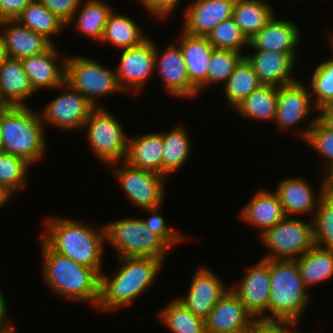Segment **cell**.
I'll list each match as a JSON object with an SVG mask.
<instances>
[{"instance_id":"6da1fadb","label":"cell","mask_w":333,"mask_h":333,"mask_svg":"<svg viewBox=\"0 0 333 333\" xmlns=\"http://www.w3.org/2000/svg\"><path fill=\"white\" fill-rule=\"evenodd\" d=\"M42 239L53 251L69 257L76 263L93 268L99 275L103 272L104 224L97 227L84 225L77 220L52 216L44 222Z\"/></svg>"},{"instance_id":"7a4b0ae2","label":"cell","mask_w":333,"mask_h":333,"mask_svg":"<svg viewBox=\"0 0 333 333\" xmlns=\"http://www.w3.org/2000/svg\"><path fill=\"white\" fill-rule=\"evenodd\" d=\"M120 268L111 275H100L97 310L115 311L128 306L154 283L163 261L152 257L117 258Z\"/></svg>"},{"instance_id":"3957f363","label":"cell","mask_w":333,"mask_h":333,"mask_svg":"<svg viewBox=\"0 0 333 333\" xmlns=\"http://www.w3.org/2000/svg\"><path fill=\"white\" fill-rule=\"evenodd\" d=\"M42 276L54 295L91 303L97 307L100 299V275L88 266L53 251L42 239Z\"/></svg>"},{"instance_id":"277c9868","label":"cell","mask_w":333,"mask_h":333,"mask_svg":"<svg viewBox=\"0 0 333 333\" xmlns=\"http://www.w3.org/2000/svg\"><path fill=\"white\" fill-rule=\"evenodd\" d=\"M40 114L30 106H6L0 112L2 152L21 157L36 164L44 157L47 139Z\"/></svg>"},{"instance_id":"5b68a950","label":"cell","mask_w":333,"mask_h":333,"mask_svg":"<svg viewBox=\"0 0 333 333\" xmlns=\"http://www.w3.org/2000/svg\"><path fill=\"white\" fill-rule=\"evenodd\" d=\"M270 299L267 323H299L311 296L296 260H270Z\"/></svg>"},{"instance_id":"8992f818","label":"cell","mask_w":333,"mask_h":333,"mask_svg":"<svg viewBox=\"0 0 333 333\" xmlns=\"http://www.w3.org/2000/svg\"><path fill=\"white\" fill-rule=\"evenodd\" d=\"M105 239L117 251V258L152 257L166 259L171 247L157 234L151 232L142 218L128 217L104 223Z\"/></svg>"},{"instance_id":"52a82bcc","label":"cell","mask_w":333,"mask_h":333,"mask_svg":"<svg viewBox=\"0 0 333 333\" xmlns=\"http://www.w3.org/2000/svg\"><path fill=\"white\" fill-rule=\"evenodd\" d=\"M102 107H97L90 113L83 128H87V142L93 155L102 164L111 165L125 161L128 135L121 122L108 113L106 107Z\"/></svg>"},{"instance_id":"ba28073f","label":"cell","mask_w":333,"mask_h":333,"mask_svg":"<svg viewBox=\"0 0 333 333\" xmlns=\"http://www.w3.org/2000/svg\"><path fill=\"white\" fill-rule=\"evenodd\" d=\"M65 82L85 96L96 108L101 107L97 103L100 97L123 92L115 69L111 70L97 61L81 56H67Z\"/></svg>"},{"instance_id":"9c48e42d","label":"cell","mask_w":333,"mask_h":333,"mask_svg":"<svg viewBox=\"0 0 333 333\" xmlns=\"http://www.w3.org/2000/svg\"><path fill=\"white\" fill-rule=\"evenodd\" d=\"M260 239L270 251L263 259L296 260L315 245L313 222L286 216L266 229Z\"/></svg>"},{"instance_id":"30bf717a","label":"cell","mask_w":333,"mask_h":333,"mask_svg":"<svg viewBox=\"0 0 333 333\" xmlns=\"http://www.w3.org/2000/svg\"><path fill=\"white\" fill-rule=\"evenodd\" d=\"M117 164L119 163L109 166L113 167L112 173L132 204L143 210L164 204L166 176L133 167L126 161H122L121 166Z\"/></svg>"},{"instance_id":"8fae6325","label":"cell","mask_w":333,"mask_h":333,"mask_svg":"<svg viewBox=\"0 0 333 333\" xmlns=\"http://www.w3.org/2000/svg\"><path fill=\"white\" fill-rule=\"evenodd\" d=\"M301 80L295 83L277 87V109L274 122L281 130H288L294 126H299L305 122L304 129H298L296 135L302 138V141L308 136L309 130L317 120V116L310 118L312 111L317 112V108L313 105L308 85L303 84Z\"/></svg>"},{"instance_id":"7c38bea8","label":"cell","mask_w":333,"mask_h":333,"mask_svg":"<svg viewBox=\"0 0 333 333\" xmlns=\"http://www.w3.org/2000/svg\"><path fill=\"white\" fill-rule=\"evenodd\" d=\"M58 89L65 90L40 110L42 123L56 126L61 130L83 128L90 113L96 108L79 91L64 82Z\"/></svg>"},{"instance_id":"4fadbf2b","label":"cell","mask_w":333,"mask_h":333,"mask_svg":"<svg viewBox=\"0 0 333 333\" xmlns=\"http://www.w3.org/2000/svg\"><path fill=\"white\" fill-rule=\"evenodd\" d=\"M245 270L240 281L230 288L257 321L267 323L271 282L270 260L261 258Z\"/></svg>"},{"instance_id":"5bb4252c","label":"cell","mask_w":333,"mask_h":333,"mask_svg":"<svg viewBox=\"0 0 333 333\" xmlns=\"http://www.w3.org/2000/svg\"><path fill=\"white\" fill-rule=\"evenodd\" d=\"M155 73V42L148 38L142 44L122 49L115 73L123 92L140 93L149 77Z\"/></svg>"},{"instance_id":"9a60e30c","label":"cell","mask_w":333,"mask_h":333,"mask_svg":"<svg viewBox=\"0 0 333 333\" xmlns=\"http://www.w3.org/2000/svg\"><path fill=\"white\" fill-rule=\"evenodd\" d=\"M175 42L166 46L163 53L155 44V72L160 75L163 88L168 95L176 98L192 99L198 90L190 83L184 56Z\"/></svg>"},{"instance_id":"2e32d148","label":"cell","mask_w":333,"mask_h":333,"mask_svg":"<svg viewBox=\"0 0 333 333\" xmlns=\"http://www.w3.org/2000/svg\"><path fill=\"white\" fill-rule=\"evenodd\" d=\"M257 322L230 288L205 319L206 333H252Z\"/></svg>"},{"instance_id":"e0dca14e","label":"cell","mask_w":333,"mask_h":333,"mask_svg":"<svg viewBox=\"0 0 333 333\" xmlns=\"http://www.w3.org/2000/svg\"><path fill=\"white\" fill-rule=\"evenodd\" d=\"M186 296L177 299L196 316L206 319L217 301L230 289L208 267H198Z\"/></svg>"},{"instance_id":"ac0fdd59","label":"cell","mask_w":333,"mask_h":333,"mask_svg":"<svg viewBox=\"0 0 333 333\" xmlns=\"http://www.w3.org/2000/svg\"><path fill=\"white\" fill-rule=\"evenodd\" d=\"M253 53H244V57L252 65L261 84L280 87L299 80L293 76L298 53L265 50H254Z\"/></svg>"},{"instance_id":"d6986e66","label":"cell","mask_w":333,"mask_h":333,"mask_svg":"<svg viewBox=\"0 0 333 333\" xmlns=\"http://www.w3.org/2000/svg\"><path fill=\"white\" fill-rule=\"evenodd\" d=\"M324 176V177H323ZM323 180L319 187L318 195L308 181L300 177L283 179L274 191L281 204L285 216L294 217L311 213L314 216L320 200L326 193V176L322 175Z\"/></svg>"},{"instance_id":"ffe728a7","label":"cell","mask_w":333,"mask_h":333,"mask_svg":"<svg viewBox=\"0 0 333 333\" xmlns=\"http://www.w3.org/2000/svg\"><path fill=\"white\" fill-rule=\"evenodd\" d=\"M58 50L53 44L41 54L21 59L24 72L36 93L45 88L57 90L65 82L67 56L60 55Z\"/></svg>"},{"instance_id":"44dd1931","label":"cell","mask_w":333,"mask_h":333,"mask_svg":"<svg viewBox=\"0 0 333 333\" xmlns=\"http://www.w3.org/2000/svg\"><path fill=\"white\" fill-rule=\"evenodd\" d=\"M236 0H197L184 10L182 31L207 36L220 22L232 17Z\"/></svg>"},{"instance_id":"7402d4cb","label":"cell","mask_w":333,"mask_h":333,"mask_svg":"<svg viewBox=\"0 0 333 333\" xmlns=\"http://www.w3.org/2000/svg\"><path fill=\"white\" fill-rule=\"evenodd\" d=\"M274 14L266 25L249 40L247 48L254 50L296 53L301 41V31L293 21L278 19Z\"/></svg>"},{"instance_id":"603a6c76","label":"cell","mask_w":333,"mask_h":333,"mask_svg":"<svg viewBox=\"0 0 333 333\" xmlns=\"http://www.w3.org/2000/svg\"><path fill=\"white\" fill-rule=\"evenodd\" d=\"M177 38L184 56L190 83L198 90L199 94L207 86L208 66L214 47L207 36H195L181 30Z\"/></svg>"},{"instance_id":"cb8c5ba5","label":"cell","mask_w":333,"mask_h":333,"mask_svg":"<svg viewBox=\"0 0 333 333\" xmlns=\"http://www.w3.org/2000/svg\"><path fill=\"white\" fill-rule=\"evenodd\" d=\"M8 57L23 59L47 51L53 44L43 35L21 25L17 20L0 21Z\"/></svg>"},{"instance_id":"d4e9b609","label":"cell","mask_w":333,"mask_h":333,"mask_svg":"<svg viewBox=\"0 0 333 333\" xmlns=\"http://www.w3.org/2000/svg\"><path fill=\"white\" fill-rule=\"evenodd\" d=\"M247 203L239 218L259 228V235L286 217L277 194L268 189H261Z\"/></svg>"},{"instance_id":"484cf974","label":"cell","mask_w":333,"mask_h":333,"mask_svg":"<svg viewBox=\"0 0 333 333\" xmlns=\"http://www.w3.org/2000/svg\"><path fill=\"white\" fill-rule=\"evenodd\" d=\"M162 132L128 137L125 161L131 166L162 175Z\"/></svg>"},{"instance_id":"4316f807","label":"cell","mask_w":333,"mask_h":333,"mask_svg":"<svg viewBox=\"0 0 333 333\" xmlns=\"http://www.w3.org/2000/svg\"><path fill=\"white\" fill-rule=\"evenodd\" d=\"M36 92L21 60L8 57L0 67V98L7 106H27L25 99Z\"/></svg>"},{"instance_id":"83f0119b","label":"cell","mask_w":333,"mask_h":333,"mask_svg":"<svg viewBox=\"0 0 333 333\" xmlns=\"http://www.w3.org/2000/svg\"><path fill=\"white\" fill-rule=\"evenodd\" d=\"M142 27L128 15L115 13L108 17L100 42L110 43L117 49H128L142 44L149 38Z\"/></svg>"},{"instance_id":"f1b7e54d","label":"cell","mask_w":333,"mask_h":333,"mask_svg":"<svg viewBox=\"0 0 333 333\" xmlns=\"http://www.w3.org/2000/svg\"><path fill=\"white\" fill-rule=\"evenodd\" d=\"M83 2L66 27L73 21L78 33L100 42L108 17L113 9L102 0H83Z\"/></svg>"},{"instance_id":"f546056e","label":"cell","mask_w":333,"mask_h":333,"mask_svg":"<svg viewBox=\"0 0 333 333\" xmlns=\"http://www.w3.org/2000/svg\"><path fill=\"white\" fill-rule=\"evenodd\" d=\"M188 131L182 125H175L169 132H162V176L176 172L185 165L191 152V140Z\"/></svg>"},{"instance_id":"4dcf8cb0","label":"cell","mask_w":333,"mask_h":333,"mask_svg":"<svg viewBox=\"0 0 333 333\" xmlns=\"http://www.w3.org/2000/svg\"><path fill=\"white\" fill-rule=\"evenodd\" d=\"M275 14L266 0H236L232 18L248 40L253 38Z\"/></svg>"},{"instance_id":"1f68e13d","label":"cell","mask_w":333,"mask_h":333,"mask_svg":"<svg viewBox=\"0 0 333 333\" xmlns=\"http://www.w3.org/2000/svg\"><path fill=\"white\" fill-rule=\"evenodd\" d=\"M305 287L322 283L333 276V250L314 245L296 259Z\"/></svg>"},{"instance_id":"d6a6232c","label":"cell","mask_w":333,"mask_h":333,"mask_svg":"<svg viewBox=\"0 0 333 333\" xmlns=\"http://www.w3.org/2000/svg\"><path fill=\"white\" fill-rule=\"evenodd\" d=\"M234 109L249 120L274 122L277 109V87L261 84Z\"/></svg>"},{"instance_id":"836d02e7","label":"cell","mask_w":333,"mask_h":333,"mask_svg":"<svg viewBox=\"0 0 333 333\" xmlns=\"http://www.w3.org/2000/svg\"><path fill=\"white\" fill-rule=\"evenodd\" d=\"M15 20L43 35L52 44H55L52 36L59 34L66 26L56 14L47 9L39 0L29 3Z\"/></svg>"},{"instance_id":"e575fe53","label":"cell","mask_w":333,"mask_h":333,"mask_svg":"<svg viewBox=\"0 0 333 333\" xmlns=\"http://www.w3.org/2000/svg\"><path fill=\"white\" fill-rule=\"evenodd\" d=\"M157 313L172 333H206L205 320L193 314L177 298L170 300Z\"/></svg>"},{"instance_id":"d590c367","label":"cell","mask_w":333,"mask_h":333,"mask_svg":"<svg viewBox=\"0 0 333 333\" xmlns=\"http://www.w3.org/2000/svg\"><path fill=\"white\" fill-rule=\"evenodd\" d=\"M261 85L252 65L243 57L224 84L227 104L233 109Z\"/></svg>"},{"instance_id":"8d00e7d4","label":"cell","mask_w":333,"mask_h":333,"mask_svg":"<svg viewBox=\"0 0 333 333\" xmlns=\"http://www.w3.org/2000/svg\"><path fill=\"white\" fill-rule=\"evenodd\" d=\"M30 166L21 157L0 152V189L11 199L16 191L25 189Z\"/></svg>"},{"instance_id":"74e56055","label":"cell","mask_w":333,"mask_h":333,"mask_svg":"<svg viewBox=\"0 0 333 333\" xmlns=\"http://www.w3.org/2000/svg\"><path fill=\"white\" fill-rule=\"evenodd\" d=\"M315 245L333 250V198L325 193L312 216Z\"/></svg>"},{"instance_id":"f35d334b","label":"cell","mask_w":333,"mask_h":333,"mask_svg":"<svg viewBox=\"0 0 333 333\" xmlns=\"http://www.w3.org/2000/svg\"><path fill=\"white\" fill-rule=\"evenodd\" d=\"M207 38L216 49L243 53L244 47L249 46V40L232 17L220 22Z\"/></svg>"},{"instance_id":"ab89813d","label":"cell","mask_w":333,"mask_h":333,"mask_svg":"<svg viewBox=\"0 0 333 333\" xmlns=\"http://www.w3.org/2000/svg\"><path fill=\"white\" fill-rule=\"evenodd\" d=\"M309 85L311 99L317 109L333 104V57L316 66Z\"/></svg>"},{"instance_id":"60d3db41","label":"cell","mask_w":333,"mask_h":333,"mask_svg":"<svg viewBox=\"0 0 333 333\" xmlns=\"http://www.w3.org/2000/svg\"><path fill=\"white\" fill-rule=\"evenodd\" d=\"M243 57L240 52L214 48L208 66L207 87L214 83L225 84Z\"/></svg>"},{"instance_id":"b9f144b4","label":"cell","mask_w":333,"mask_h":333,"mask_svg":"<svg viewBox=\"0 0 333 333\" xmlns=\"http://www.w3.org/2000/svg\"><path fill=\"white\" fill-rule=\"evenodd\" d=\"M305 143L310 145L316 152L326 159L323 174L329 173L333 170V131L325 128L318 120L315 121L313 127L309 130Z\"/></svg>"},{"instance_id":"7bdbcfd3","label":"cell","mask_w":333,"mask_h":333,"mask_svg":"<svg viewBox=\"0 0 333 333\" xmlns=\"http://www.w3.org/2000/svg\"><path fill=\"white\" fill-rule=\"evenodd\" d=\"M161 206L155 208L144 209L145 212H149L151 215L147 219H142L147 228L159 235L171 248L179 242L185 241L188 237L184 234H180L174 227L168 226L163 216L159 215Z\"/></svg>"},{"instance_id":"ee69618b","label":"cell","mask_w":333,"mask_h":333,"mask_svg":"<svg viewBox=\"0 0 333 333\" xmlns=\"http://www.w3.org/2000/svg\"><path fill=\"white\" fill-rule=\"evenodd\" d=\"M47 9L56 14L66 25L70 22L83 0H39Z\"/></svg>"},{"instance_id":"f6af8a7d","label":"cell","mask_w":333,"mask_h":333,"mask_svg":"<svg viewBox=\"0 0 333 333\" xmlns=\"http://www.w3.org/2000/svg\"><path fill=\"white\" fill-rule=\"evenodd\" d=\"M144 8L149 11V14L152 16H156L158 19H163L166 16L171 15L170 13L173 12L180 0H138Z\"/></svg>"},{"instance_id":"bcb514c9","label":"cell","mask_w":333,"mask_h":333,"mask_svg":"<svg viewBox=\"0 0 333 333\" xmlns=\"http://www.w3.org/2000/svg\"><path fill=\"white\" fill-rule=\"evenodd\" d=\"M35 0H0V21L15 20L21 11Z\"/></svg>"},{"instance_id":"7dc6e473","label":"cell","mask_w":333,"mask_h":333,"mask_svg":"<svg viewBox=\"0 0 333 333\" xmlns=\"http://www.w3.org/2000/svg\"><path fill=\"white\" fill-rule=\"evenodd\" d=\"M297 325V323H263L258 321L252 333H303L295 331Z\"/></svg>"},{"instance_id":"c3c4849f","label":"cell","mask_w":333,"mask_h":333,"mask_svg":"<svg viewBox=\"0 0 333 333\" xmlns=\"http://www.w3.org/2000/svg\"><path fill=\"white\" fill-rule=\"evenodd\" d=\"M317 120L328 130L333 131V104L321 106L317 109Z\"/></svg>"},{"instance_id":"681fc988","label":"cell","mask_w":333,"mask_h":333,"mask_svg":"<svg viewBox=\"0 0 333 333\" xmlns=\"http://www.w3.org/2000/svg\"><path fill=\"white\" fill-rule=\"evenodd\" d=\"M7 303L5 300V297L3 296V293L0 290V325H12L13 323L6 320L7 319Z\"/></svg>"},{"instance_id":"f907efd6","label":"cell","mask_w":333,"mask_h":333,"mask_svg":"<svg viewBox=\"0 0 333 333\" xmlns=\"http://www.w3.org/2000/svg\"><path fill=\"white\" fill-rule=\"evenodd\" d=\"M326 193L333 198V170L326 175Z\"/></svg>"},{"instance_id":"816d5d0a","label":"cell","mask_w":333,"mask_h":333,"mask_svg":"<svg viewBox=\"0 0 333 333\" xmlns=\"http://www.w3.org/2000/svg\"><path fill=\"white\" fill-rule=\"evenodd\" d=\"M8 58L6 52V46L4 43V39L0 33V67L3 65L4 61Z\"/></svg>"},{"instance_id":"f5cc1de1","label":"cell","mask_w":333,"mask_h":333,"mask_svg":"<svg viewBox=\"0 0 333 333\" xmlns=\"http://www.w3.org/2000/svg\"><path fill=\"white\" fill-rule=\"evenodd\" d=\"M11 200L1 189H0V208L4 207L7 202Z\"/></svg>"},{"instance_id":"db71d44e","label":"cell","mask_w":333,"mask_h":333,"mask_svg":"<svg viewBox=\"0 0 333 333\" xmlns=\"http://www.w3.org/2000/svg\"><path fill=\"white\" fill-rule=\"evenodd\" d=\"M15 330L14 325H0V333H9Z\"/></svg>"},{"instance_id":"11a10c76","label":"cell","mask_w":333,"mask_h":333,"mask_svg":"<svg viewBox=\"0 0 333 333\" xmlns=\"http://www.w3.org/2000/svg\"><path fill=\"white\" fill-rule=\"evenodd\" d=\"M332 35V36H331ZM329 40H330V45H331V48H332V52H333V32H332V34H330V38H328ZM332 55H333V53H332ZM333 57V56H332Z\"/></svg>"},{"instance_id":"9f6ffc18","label":"cell","mask_w":333,"mask_h":333,"mask_svg":"<svg viewBox=\"0 0 333 333\" xmlns=\"http://www.w3.org/2000/svg\"><path fill=\"white\" fill-rule=\"evenodd\" d=\"M7 105L1 100L0 98V112L6 107Z\"/></svg>"},{"instance_id":"6f0895ef","label":"cell","mask_w":333,"mask_h":333,"mask_svg":"<svg viewBox=\"0 0 333 333\" xmlns=\"http://www.w3.org/2000/svg\"><path fill=\"white\" fill-rule=\"evenodd\" d=\"M0 152H2V147H1V137H0Z\"/></svg>"}]
</instances>
